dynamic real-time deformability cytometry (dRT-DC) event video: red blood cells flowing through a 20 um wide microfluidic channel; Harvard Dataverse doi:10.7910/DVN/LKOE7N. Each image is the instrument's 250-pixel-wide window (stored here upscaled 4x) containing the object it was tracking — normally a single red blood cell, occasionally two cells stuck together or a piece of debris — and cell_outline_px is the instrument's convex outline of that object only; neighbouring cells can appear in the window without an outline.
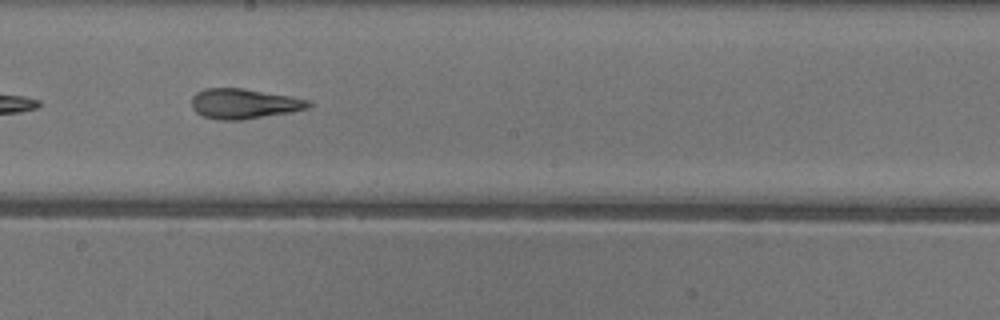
{"species": "common noctule bat (a hibernating species)", "species_latin": "Nyctalus noctula", "temperature_condition": "warm", "stored_images_in_passage": 33, "camera_frame_rate_fps": 3000, "um_per_image_px": 0.085, "animal": {"sex": "female"}, "frame": {"image": 1, "passage_image": 15, "time_ms": 4.667, "image_size_px": [1000, 320], "cell_outline_px": [[312, 104], [308, 108], [292, 112], [244, 120], [216, 120], [204, 116], [196, 112], [192, 108], [192, 96], [196, 92], [204, 88], [244, 88], [288, 96], [308, 100]], "centroid_in_image_um": [20.71, 8.82], "position_along_channel_um": 227.5, "area_um2": 20.58}}
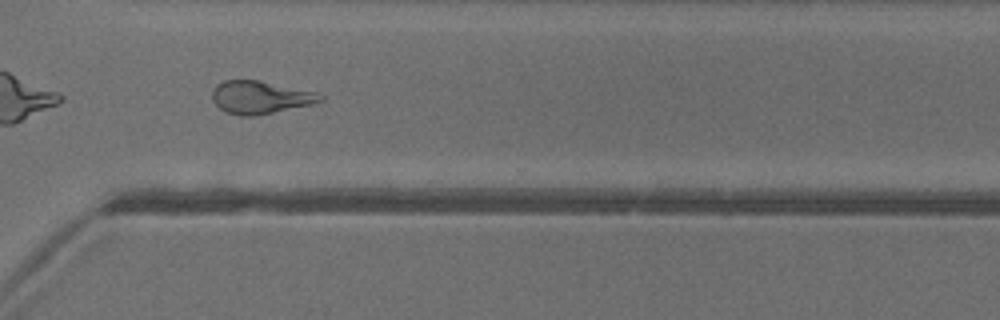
{"frame": {"image": 2, "passage_image": 24, "time_ms": 7.667, "image_size_px": [1000, 320], "cell_outline_px": [[324, 100], [312, 104], [256, 116], [240, 116], [228, 112], [220, 108], [212, 100], [212, 88], [216, 84], [224, 80], [260, 80], [316, 92], [324, 96]], "centroid_in_image_um": [22.11, 8.26], "position_along_channel_um": 348.5, "area_um2": 20.75}, "authors_computed_cell_mechanics": {"area_um2": 20.6924, "velocity_mm_per_s": 4.0395, "shape_relaxation_time_tau1_ms": null, "shape_relaxation_time_tau2_ms": 2.1117, "deformation_change_tau1": null, "deformation_change_tau2": 0.1177}}